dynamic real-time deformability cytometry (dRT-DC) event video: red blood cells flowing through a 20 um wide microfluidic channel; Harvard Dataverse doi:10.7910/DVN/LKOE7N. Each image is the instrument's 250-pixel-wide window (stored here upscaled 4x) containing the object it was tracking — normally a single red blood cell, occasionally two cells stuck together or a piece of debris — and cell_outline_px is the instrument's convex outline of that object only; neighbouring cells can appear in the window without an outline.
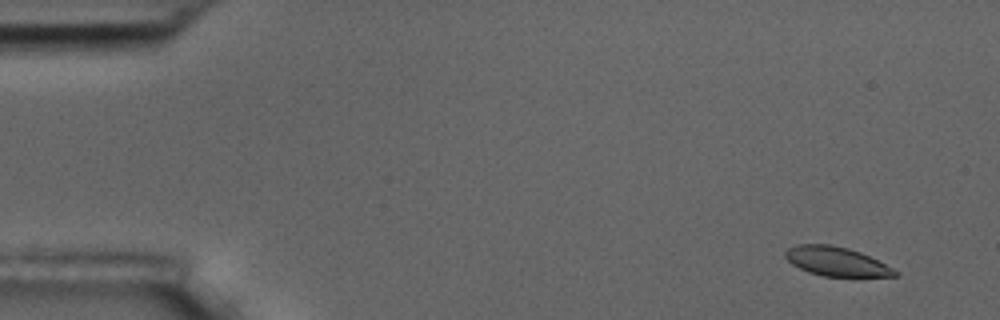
{"species": "common noctule bat (a hibernating species)", "species_latin": "Nyctalus noctula", "temperature_condition": "room temperature", "stored_images_in_passage": 6, "camera_frame_rate_fps": 3000, "um_per_image_px": 0.085, "animal": {"sex": "male", "body_mass_g": 17.5, "forearm_length_mm": 52.3}, "frame": {"image": 1, "passage_image": 2, "time_ms": 1.0, "image_size_px": [1000, 320], "cell_outline_px": [[900, 272], [896, 276], [824, 276], [808, 272], [792, 264], [784, 256], [784, 252], [788, 248], [796, 244], [828, 244], [848, 248], [860, 252]], "centroid_in_image_um": [71.04, 22.21], "position_along_channel_um": 14.0, "area_um2": 18.38}}